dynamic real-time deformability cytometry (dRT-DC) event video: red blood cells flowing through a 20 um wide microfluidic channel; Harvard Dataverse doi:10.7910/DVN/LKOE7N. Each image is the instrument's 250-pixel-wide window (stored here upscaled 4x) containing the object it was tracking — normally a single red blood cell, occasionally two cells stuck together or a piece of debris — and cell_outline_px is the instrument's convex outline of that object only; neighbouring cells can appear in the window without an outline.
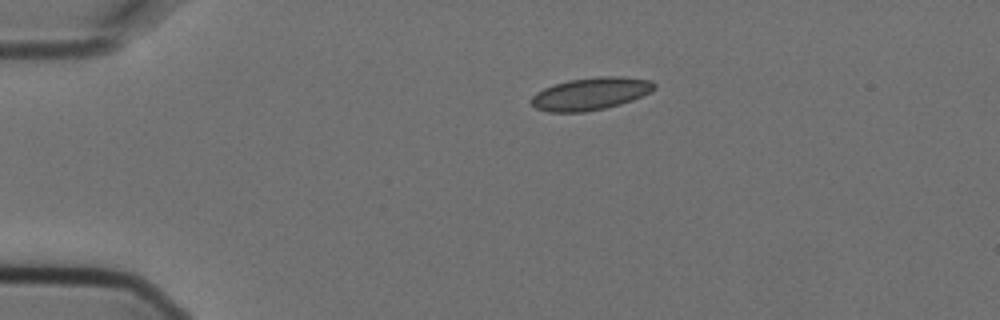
{"species": "Egyptian fruit bat (a non-hibernating species)", "species_latin": "Rousettus aegyptiacus", "temperature_condition": "cold", "stored_images_in_passage": 6, "camera_frame_rate_fps": 3000, "um_per_image_px": 0.085, "animal": {"sex": "female"}, "frame": {"image": 1, "passage_image": 1, "time_ms": 0.0, "image_size_px": [1000, 320], "cell_outline_px": [[656, 88], [652, 92], [632, 100], [620, 104], [604, 108], [584, 112], [548, 112], [536, 108], [532, 104], [532, 96], [536, 92], [544, 88], [568, 80], [600, 76], [624, 76], [652, 80], [656, 84]], "centroid_in_image_um": [50.25, 7.96], "position_along_channel_um": 34.7, "area_um2": 23.35}}
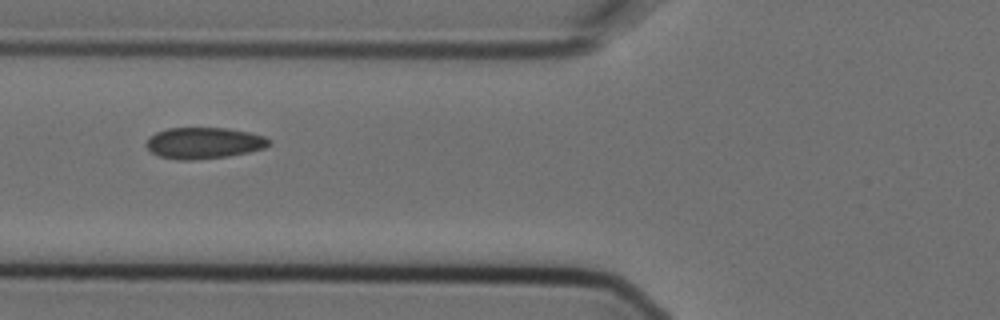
{"frame": {"image": 2, "passage_image": 4, "time_ms": 1.0, "image_size_px": [1000, 320], "cell_outline_px": [[272, 144], [264, 148], [248, 152], [228, 156], [192, 160], [180, 160], [160, 156], [152, 152], [144, 144], [148, 136], [156, 132], [168, 128], [228, 128], [248, 132], [264, 136], [272, 140]], "centroid_in_image_um": [17.33, 12.15], "position_along_channel_um": 108.5, "area_um2": 22.48}}
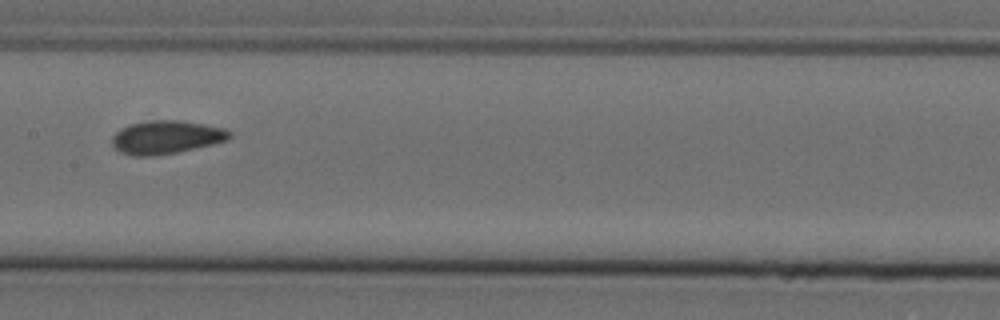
{"frame": {"image": 3, "passage_image": 6, "time_ms": 1.667, "image_size_px": [1000, 320], "cell_outline_px": [[232, 136], [228, 140], [212, 144], [176, 152], [156, 156], [132, 156], [120, 152], [112, 144], [112, 136], [120, 128], [128, 124], [156, 120], [180, 120], [204, 124], [224, 128], [232, 132]], "centroid_in_image_um": [14.12, 11.66], "position_along_channel_um": 193.3, "area_um2": 22.83}}